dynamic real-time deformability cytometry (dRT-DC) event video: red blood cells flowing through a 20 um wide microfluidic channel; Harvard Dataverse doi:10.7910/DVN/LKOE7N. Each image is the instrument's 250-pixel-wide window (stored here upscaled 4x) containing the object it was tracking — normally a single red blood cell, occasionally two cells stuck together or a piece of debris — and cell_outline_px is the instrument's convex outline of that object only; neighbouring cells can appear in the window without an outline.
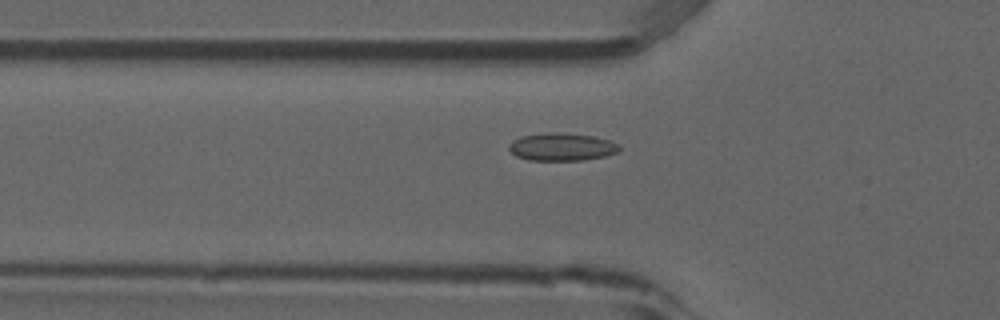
{"species": "common noctule bat (a hibernating species)", "species_latin": "Nyctalus noctula", "temperature_condition": "room temperature", "stored_images_in_passage": 53, "camera_frame_rate_fps": 3000, "um_per_image_px": 0.085, "animal": {"sex": "male", "forearm_length_mm": 52.5}, "frame": {"image": 1, "passage_image": 18, "time_ms": 5.667, "image_size_px": [1000, 320], "cell_outline_px": [[620, 148], [616, 152], [604, 156], [584, 160], [528, 160], [516, 156], [508, 148], [508, 144], [512, 140], [520, 136], [544, 132], [560, 132], [592, 136], [608, 140], [616, 144]], "centroid_in_image_um": [47.67, 12.47], "position_along_channel_um": 78.1, "area_um2": 17.8}}
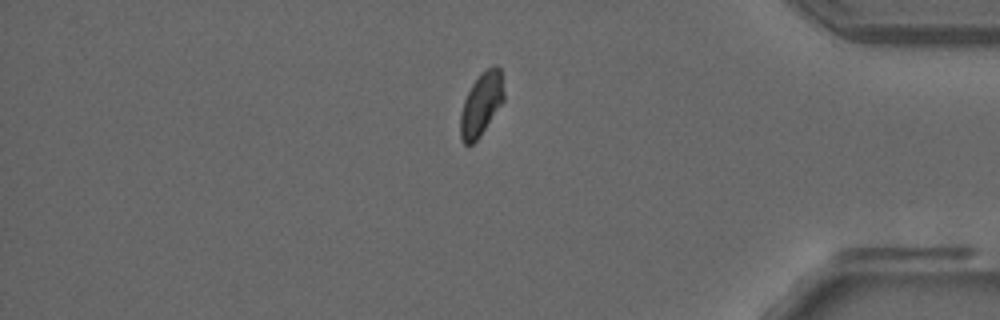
{"frame": {"image": 2, "passage_image": 45, "time_ms": 14.667, "image_size_px": [1000, 320], "cell_outline_px": [[504, 100], [480, 136], [472, 144], [464, 144], [460, 136], [460, 116], [464, 100], [472, 84], [480, 72], [496, 64], [500, 68], [504, 92]], "centroid_in_image_um": [40.91, 8.83], "position_along_channel_um": 394.3, "area_um2": 15.9}}
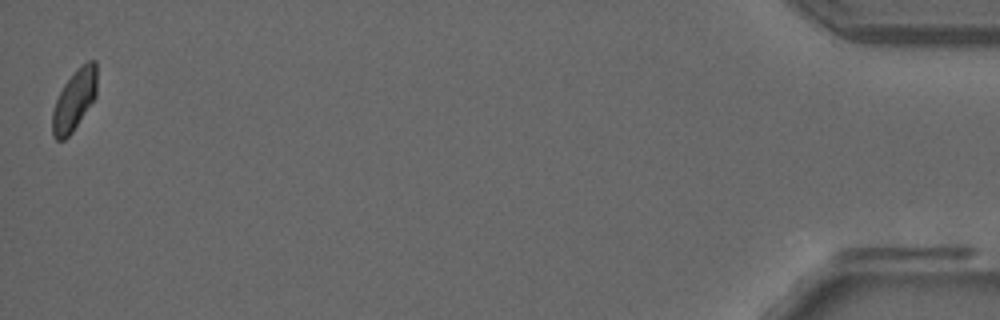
{"frame": {"image": 3, "passage_image": 53, "time_ms": 17.333, "image_size_px": [1000, 320], "cell_outline_px": [[96, 96], [72, 132], [64, 140], [56, 140], [52, 136], [52, 112], [56, 100], [64, 84], [76, 68], [80, 64], [88, 60], [96, 60]], "centroid_in_image_um": [6.31, 8.49], "position_along_channel_um": 428.9, "area_um2": 15.78}, "authors_computed_cell_mechanics": {"area_um2": 16.7042, "velocity_mm_per_s": 3.827, "shape_relaxation_time_tau1_ms": null, "shape_relaxation_time_tau2_ms": 1.2211, "deformation_change_tau1": null, "deformation_change_tau2": 0.0543}}